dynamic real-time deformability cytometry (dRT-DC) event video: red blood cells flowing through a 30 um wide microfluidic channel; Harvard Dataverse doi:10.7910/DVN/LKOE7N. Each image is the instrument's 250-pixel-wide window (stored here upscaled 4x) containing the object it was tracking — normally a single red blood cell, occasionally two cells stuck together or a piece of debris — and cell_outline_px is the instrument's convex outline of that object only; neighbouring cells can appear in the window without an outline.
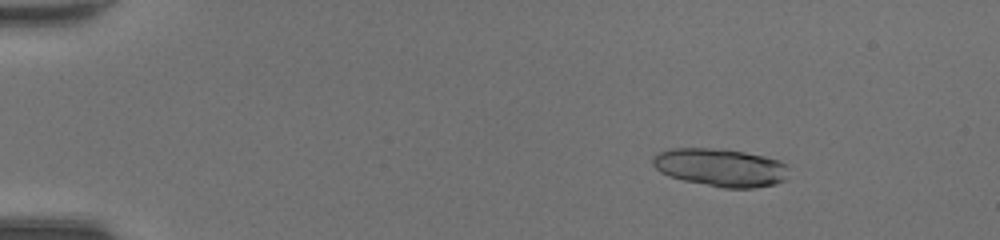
{"species": "common noctule bat (a hibernating species)", "species_latin": "Nyctalus noctula", "temperature_condition": "room temperature", "stored_images_in_passage": 47, "segment_of_instrument_passage": [1, 2], "camera_frame_rate_fps": 3000, "um_per_image_px": 0.085, "animal": {"sex": "female", "body_mass_g": 20.0, "forearm_length_mm": 54.0}, "frame": {"image": 1, "passage_image": 7, "time_ms": 2.0, "image_size_px": [1000, 240], "cell_outline_px": [[788, 180], [776, 184], [756, 188], [724, 188], [684, 180], [668, 176], [660, 172], [652, 164], [652, 156], [660, 152], [672, 148], [724, 148], [764, 156], [780, 160], [788, 164]], "centroid_in_image_um": [61.3, 14.23], "position_along_channel_um": 23.7, "area_um2": 30.58}}
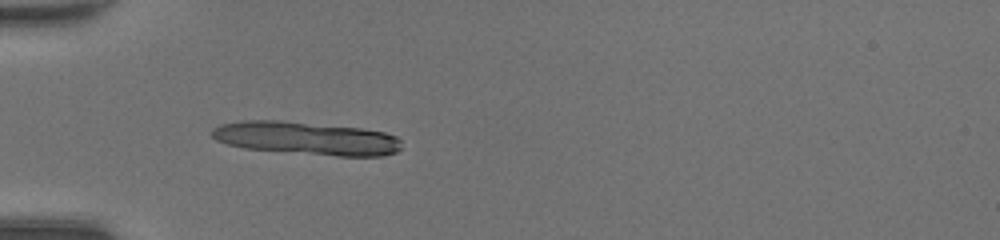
{"frame": {"image": 2, "passage_image": 16, "time_ms": 5.0, "image_size_px": [1000, 240], "cell_outline_px": [[400, 148], [396, 152], [384, 156], [340, 156], [244, 148], [228, 144], [216, 140], [212, 136], [212, 128], [220, 124], [240, 120], [280, 120], [360, 128], [384, 132], [396, 136], [400, 140]], "centroid_in_image_um": [26.03, 11.74], "position_along_channel_um": 59.0, "area_um2": 36.47}}